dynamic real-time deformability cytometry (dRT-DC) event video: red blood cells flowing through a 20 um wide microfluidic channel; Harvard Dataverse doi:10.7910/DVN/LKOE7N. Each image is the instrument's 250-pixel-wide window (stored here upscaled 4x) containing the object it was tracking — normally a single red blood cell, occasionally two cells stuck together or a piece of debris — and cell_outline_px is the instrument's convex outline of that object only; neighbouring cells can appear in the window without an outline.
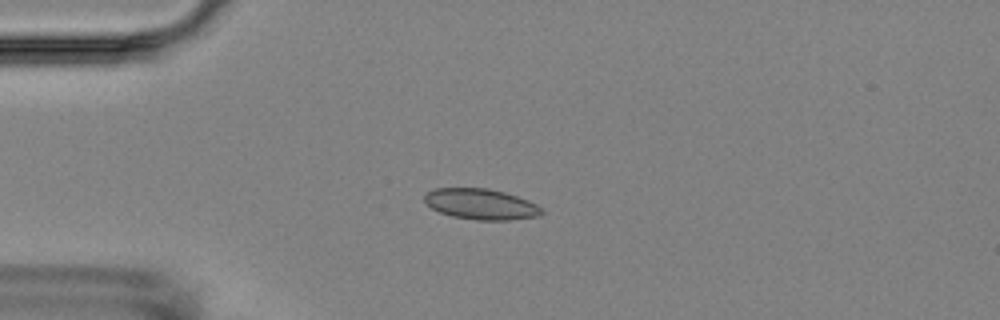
{"species": "Egyptian fruit bat (a non-hibernating species)", "species_latin": "Rousettus aegyptiacus", "temperature_condition": "room temperature", "stored_images_in_passage": 5, "camera_frame_rate_fps": 3000, "um_per_image_px": 0.085, "animal": {"sex": "female"}, "frame": {"image": 1, "passage_image": 3, "time_ms": 2.333, "image_size_px": [1000, 320], "cell_outline_px": [[544, 212], [540, 216], [508, 220], [476, 220], [452, 216], [440, 212], [432, 208], [424, 200], [424, 196], [432, 188], [488, 188], [504, 192], [528, 200], [536, 204]], "centroid_in_image_um": [40.88, 17.35], "position_along_channel_um": 44.1, "area_um2": 20.92}}